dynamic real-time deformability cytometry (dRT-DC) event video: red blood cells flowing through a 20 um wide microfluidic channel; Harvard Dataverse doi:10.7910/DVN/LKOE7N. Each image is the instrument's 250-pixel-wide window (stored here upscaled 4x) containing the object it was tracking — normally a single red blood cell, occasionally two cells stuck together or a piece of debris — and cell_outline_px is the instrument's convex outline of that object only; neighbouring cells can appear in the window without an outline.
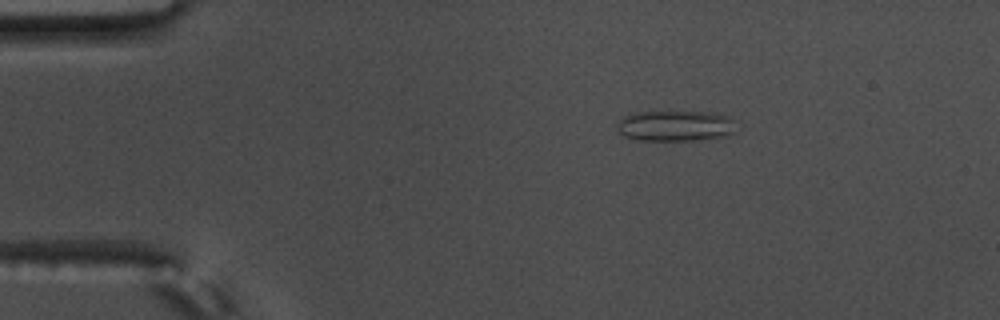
{"species": "common noctule bat (a hibernating species)", "species_latin": "Nyctalus noctula", "temperature_condition": "warm", "stored_images_in_passage": 48, "camera_frame_rate_fps": 3000, "um_per_image_px": 0.085, "animal": {"sex": "male", "body_mass_g": 17.5, "forearm_length_mm": 52.3}, "frame": {"image": 1, "passage_image": 1, "time_ms": 0.0, "image_size_px": [1000, 320], "cell_outline_px": [[736, 132], [724, 136], [700, 140], [640, 140], [624, 136], [616, 128], [616, 124], [624, 116], [636, 112], [708, 112], [728, 116]], "centroid_in_image_um": [57.37, 10.7], "position_along_channel_um": 27.6, "area_um2": 21.1}}
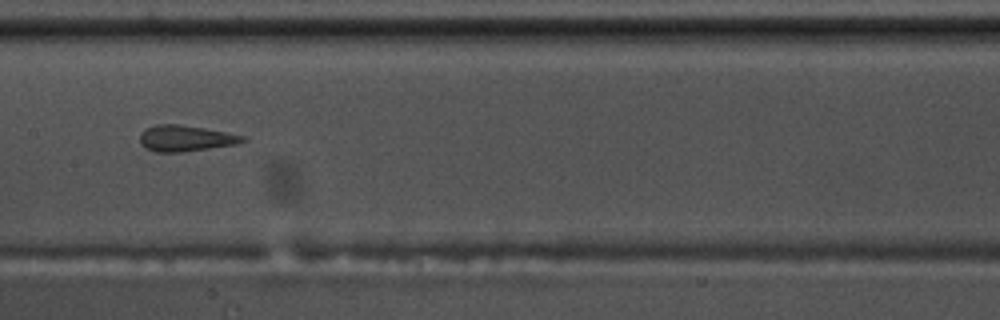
{"frame": {"image": 2, "passage_image": 20, "time_ms": 6.333, "image_size_px": [1000, 320], "cell_outline_px": [[248, 140], [236, 144], [180, 152], [156, 152], [144, 148], [140, 144], [140, 136], [144, 128], [156, 124], [180, 124], [204, 128], [244, 136]], "centroid_in_image_um": [15.72, 11.75], "position_along_channel_um": 191.7, "area_um2": 15.55}}
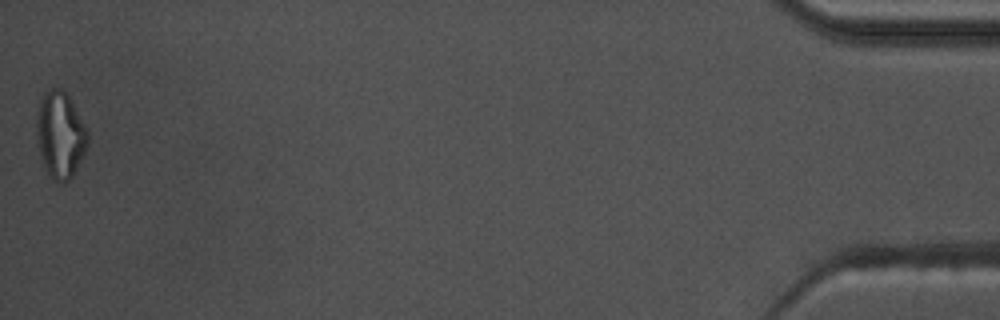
{"frame": {"image": 3, "passage_image": 48, "time_ms": 15.667, "image_size_px": [1000, 320], "cell_outline_px": [[88, 144], [72, 176], [64, 184], [48, 176], [44, 168], [40, 152], [36, 132], [36, 112], [40, 100], [44, 92], [52, 88], [60, 88], [68, 96], [84, 124], [88, 132]], "centroid_in_image_um": [5.09, 11.46], "position_along_channel_um": 430.1, "area_um2": 25.55}, "authors_computed_cell_mechanics": {"area_um2": 16.1551, "velocity_mm_per_s": 3.5842, "shape_relaxation_time_tau1_ms": null, "shape_relaxation_time_tau2_ms": 0.9176, "deformation_change_tau1": null, "deformation_change_tau2": 0.1068}}